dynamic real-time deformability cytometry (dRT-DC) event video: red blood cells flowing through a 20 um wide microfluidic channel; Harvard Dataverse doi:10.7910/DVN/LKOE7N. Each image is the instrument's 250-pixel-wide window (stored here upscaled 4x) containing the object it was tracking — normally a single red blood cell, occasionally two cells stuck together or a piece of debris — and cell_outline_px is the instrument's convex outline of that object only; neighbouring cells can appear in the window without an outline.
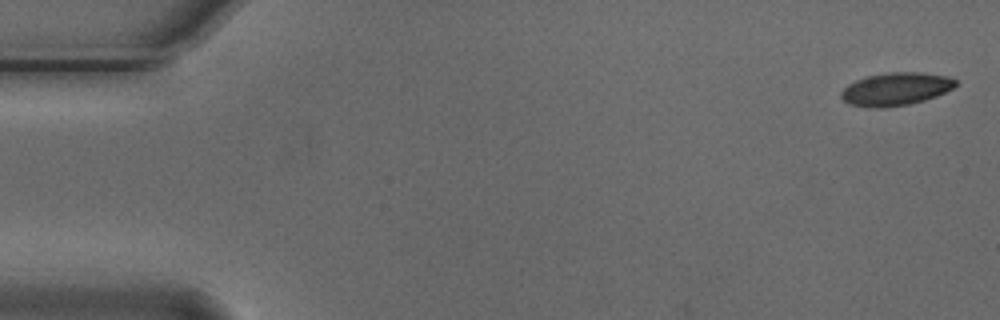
{"species": "Egyptian fruit bat (a non-hibernating species)", "species_latin": "Rousettus aegyptiacus", "temperature_condition": "cold", "stored_images_in_passage": 5, "camera_frame_rate_fps": 3000, "um_per_image_px": 0.085, "animal": {"sex": "male"}, "frame": {"image": 1, "passage_image": 5, "time_ms": 1.333, "image_size_px": [1000, 320], "cell_outline_px": [[956, 84], [952, 88], [936, 96], [924, 100], [908, 104], [880, 108], [868, 108], [848, 104], [840, 96], [840, 92], [848, 84], [856, 80], [868, 76], [888, 72], [920, 72], [948, 76], [956, 80]], "centroid_in_image_um": [76.1, 7.57], "position_along_channel_um": 8.9, "area_um2": 21.91}}